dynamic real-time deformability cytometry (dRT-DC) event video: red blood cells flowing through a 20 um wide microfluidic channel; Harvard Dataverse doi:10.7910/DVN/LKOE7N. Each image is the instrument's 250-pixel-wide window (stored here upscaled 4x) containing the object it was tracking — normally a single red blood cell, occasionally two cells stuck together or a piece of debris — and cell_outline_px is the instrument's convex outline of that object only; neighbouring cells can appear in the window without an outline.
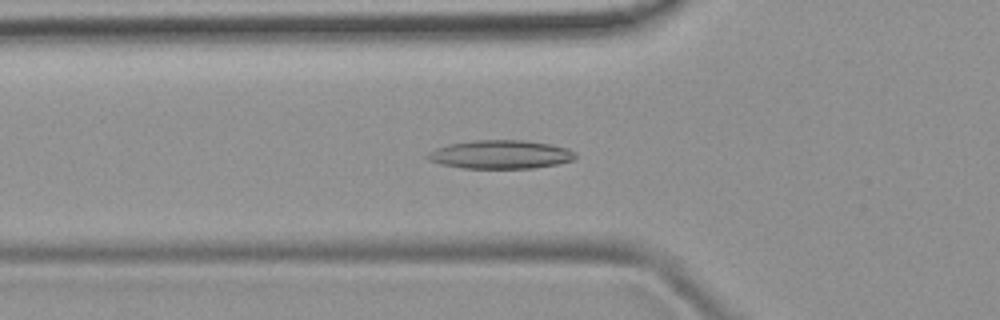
{"species": "common noctule bat (a hibernating species)", "species_latin": "Nyctalus noctula", "temperature_condition": "room temperature", "stored_images_in_passage": 51, "camera_frame_rate_fps": 3000, "um_per_image_px": 0.085, "animal": {"sex": "female", "body_mass_g": 19.9}, "frame": {"image": 1, "passage_image": 18, "time_ms": 5.667, "image_size_px": [1000, 320], "cell_outline_px": [[576, 156], [572, 160], [556, 164], [532, 168], [464, 168], [440, 164], [428, 160], [424, 156], [428, 152], [436, 148], [448, 144], [472, 140], [524, 140], [548, 144], [568, 148], [576, 152]], "centroid_in_image_um": [42.5, 13.12], "position_along_channel_um": 83.3, "area_um2": 24.62}}
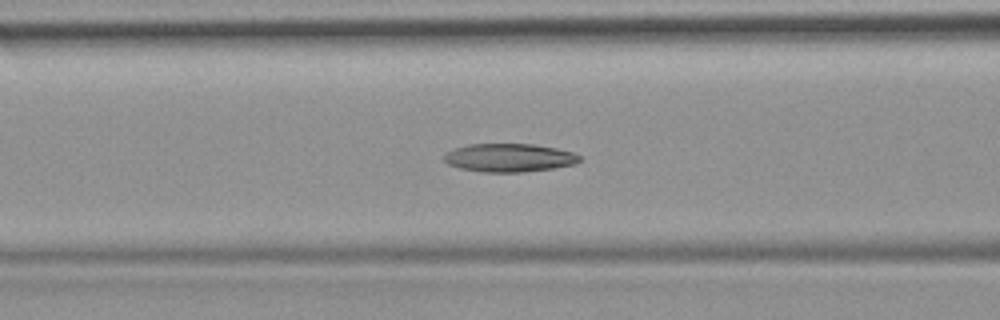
{"frame": {"image": 2, "passage_image": 21, "time_ms": 6.667, "image_size_px": [1000, 320], "cell_outline_px": [[580, 160], [576, 164], [552, 168], [524, 172], [484, 172], [460, 168], [448, 164], [444, 160], [444, 156], [448, 152], [456, 148], [468, 144], [532, 144], [556, 148], [572, 152], [580, 156]], "centroid_in_image_um": [43.29, 13.41], "position_along_channel_um": 123.3, "area_um2": 22.2}}
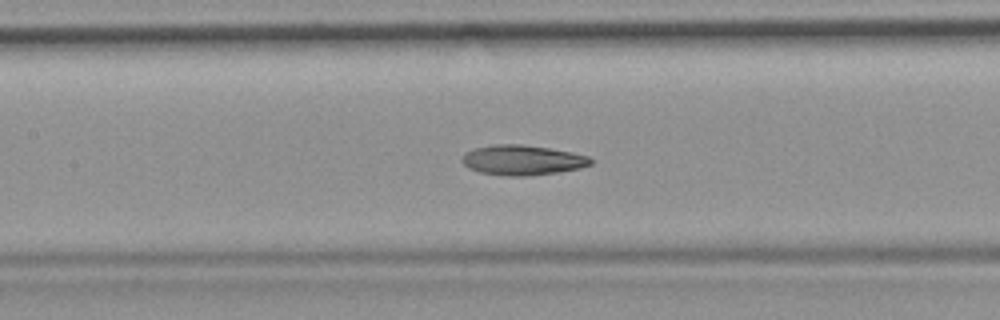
{"frame": {"image": 3, "passage_image": 24, "time_ms": 7.667, "image_size_px": [1000, 320], "cell_outline_px": [[592, 164], [580, 168], [556, 172], [528, 176], [504, 176], [480, 172], [468, 168], [460, 160], [464, 152], [472, 148], [492, 144], [520, 144], [548, 148], [572, 152], [588, 156], [592, 160]], "centroid_in_image_um": [44.35, 13.6], "position_along_channel_um": 163.1, "area_um2": 22.66}, "authors_computed_cell_mechanics": {"area_um2": 23.5824, "velocity_mm_per_s": 3.9651, "shape_relaxation_time_tau1_ms": 9.6085, "shape_relaxation_time_tau2_ms": 4.2681, "deformation_change_tau1": 0.2253, "deformation_change_tau2": 0.1095}}